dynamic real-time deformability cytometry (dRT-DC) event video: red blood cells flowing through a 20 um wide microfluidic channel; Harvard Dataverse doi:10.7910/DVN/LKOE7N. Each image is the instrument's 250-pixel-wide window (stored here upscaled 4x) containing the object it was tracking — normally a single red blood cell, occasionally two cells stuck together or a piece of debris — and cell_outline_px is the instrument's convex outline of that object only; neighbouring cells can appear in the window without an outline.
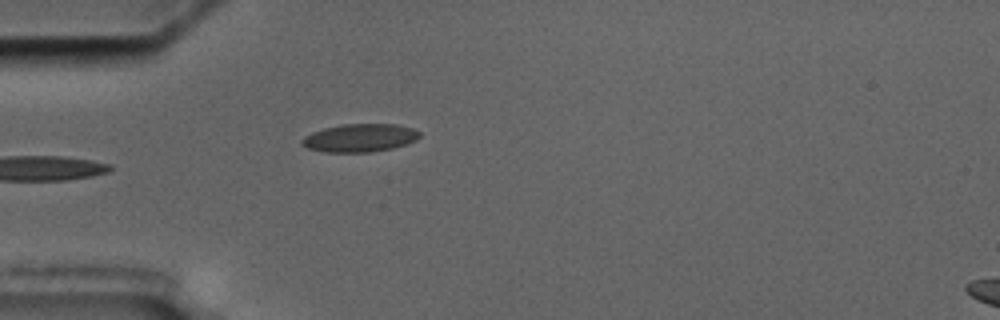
{"species": "common noctule bat (a hibernating species)", "species_latin": "Nyctalus noctula", "temperature_condition": "cold", "stored_images_in_passage": 4, "camera_frame_rate_fps": 3000, "um_per_image_px": 0.085, "animal": {"sex": "male", "body_mass_g": 17.5, "forearm_length_mm": 52.3}, "frame": {"image": 1, "passage_image": 4, "time_ms": 4.333, "image_size_px": [1000, 320], "cell_outline_px": [[420, 136], [416, 140], [392, 148], [372, 152], [324, 152], [308, 148], [300, 144], [300, 140], [304, 136], [312, 132], [324, 128], [340, 124], [396, 124], [412, 128], [420, 132]], "centroid_in_image_um": [30.55, 11.72], "position_along_channel_um": 54.5, "area_um2": 19.31}}